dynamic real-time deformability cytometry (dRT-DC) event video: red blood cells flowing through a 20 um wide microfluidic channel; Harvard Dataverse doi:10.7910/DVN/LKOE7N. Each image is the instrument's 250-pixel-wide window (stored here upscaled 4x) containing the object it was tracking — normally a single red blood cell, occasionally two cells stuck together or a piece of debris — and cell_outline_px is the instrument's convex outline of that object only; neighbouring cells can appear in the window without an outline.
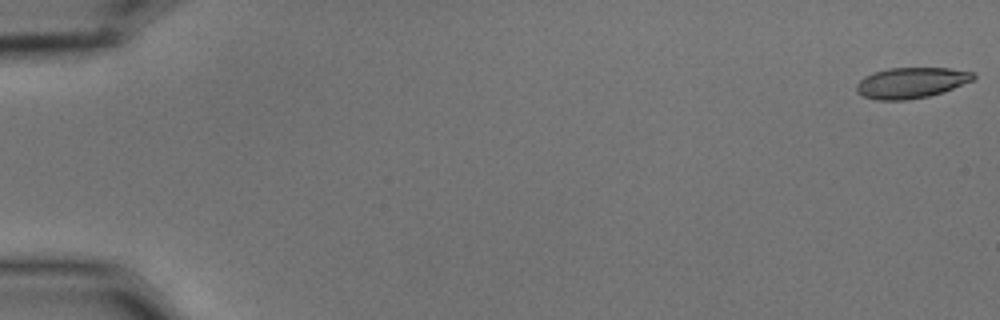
{"species": "common noctule bat (a hibernating species)", "species_latin": "Nyctalus noctula", "temperature_condition": "cold", "stored_images_in_passage": 58, "camera_frame_rate_fps": 3000, "um_per_image_px": 0.085, "animal": {"sex": "male", "body_mass_g": 15.6}, "frame": {"image": 1, "passage_image": 1, "time_ms": 0.0, "image_size_px": [1000, 320], "cell_outline_px": [[976, 76], [972, 80], [944, 92], [928, 96], [908, 100], [876, 100], [864, 96], [856, 92], [856, 84], [864, 76], [872, 72], [888, 68], [948, 68], [972, 72]], "centroid_in_image_um": [77.41, 7.04], "position_along_channel_um": 7.6, "area_um2": 20.98}}
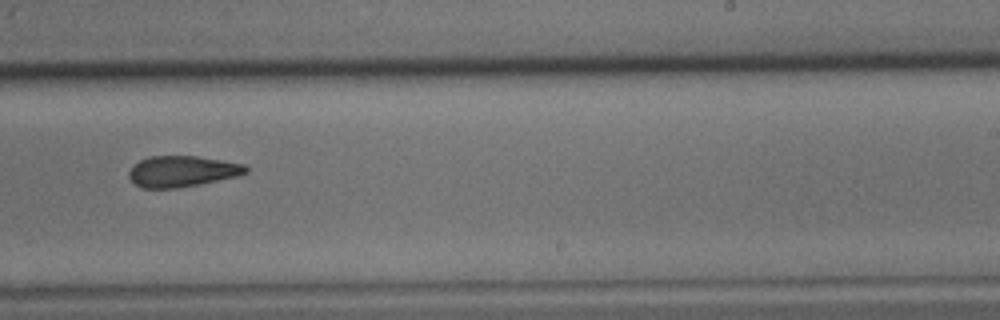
{"frame": {"image": 2, "passage_image": 37, "time_ms": 12.0, "image_size_px": [1000, 320], "cell_outline_px": [[248, 172], [236, 176], [200, 184], [176, 188], [144, 188], [136, 184], [128, 176], [128, 172], [140, 160], [148, 156], [196, 156], [244, 164], [248, 168]], "centroid_in_image_um": [15.48, 14.56], "position_along_channel_um": 273.5, "area_um2": 20.87}}
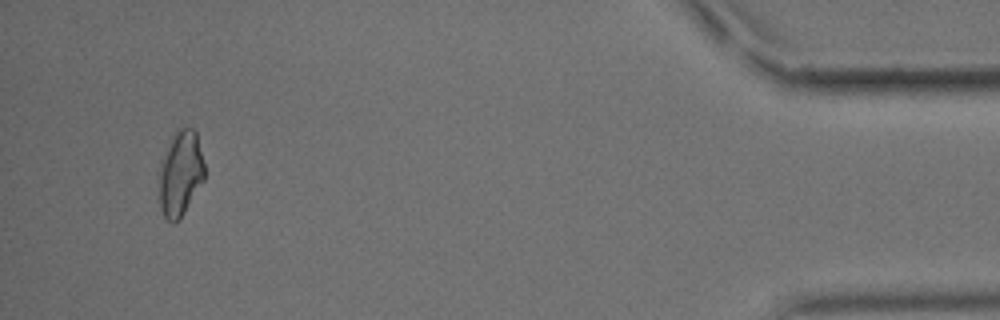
{"frame": {"image": 3, "passage_image": 55, "time_ms": 18.0, "image_size_px": [1000, 320], "cell_outline_px": [[204, 180], [180, 220], [172, 224], [164, 216], [160, 208], [160, 160], [172, 132], [176, 128], [184, 124], [192, 128], [196, 132], [204, 164]], "centroid_in_image_um": [15.33, 14.68], "position_along_channel_um": 419.9, "area_um2": 23.06}, "authors_computed_cell_mechanics": {"area_um2": 22.0218, "velocity_mm_per_s": 3.5344, "shape_relaxation_time_tau1_ms": 6.9832, "shape_relaxation_time_tau2_ms": 5.3675, "deformation_change_tau1": 0.1475, "deformation_change_tau2": 0.1337}}